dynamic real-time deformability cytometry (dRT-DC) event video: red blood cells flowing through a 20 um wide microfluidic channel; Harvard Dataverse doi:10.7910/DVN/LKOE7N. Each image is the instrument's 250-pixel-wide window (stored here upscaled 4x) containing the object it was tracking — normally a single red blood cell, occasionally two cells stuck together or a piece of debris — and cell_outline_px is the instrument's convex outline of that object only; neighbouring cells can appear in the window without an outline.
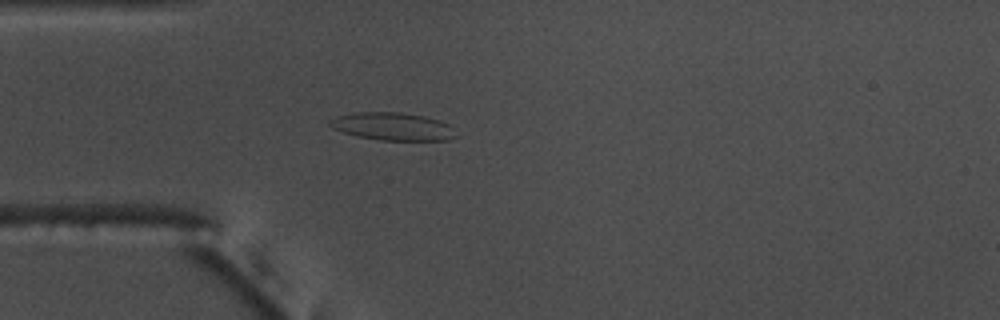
{"species": "common noctule bat (a hibernating species)", "species_latin": "Nyctalus noctula", "temperature_condition": "warm", "stored_images_in_passage": 46, "camera_frame_rate_fps": 3000, "um_per_image_px": 0.085, "animal": {"sex": "male", "body_mass_g": 17.5, "forearm_length_mm": 52.3}, "frame": {"image": 1, "passage_image": 7, "time_ms": 2.0, "image_size_px": [1000, 320], "cell_outline_px": [[452, 136], [448, 140], [380, 140], [356, 136], [332, 128], [328, 124], [328, 120], [336, 116], [352, 112], [400, 112], [424, 116], [440, 120], [448, 124]], "centroid_in_image_um": [33.26, 10.73], "position_along_channel_um": 51.7, "area_um2": 20.17}}
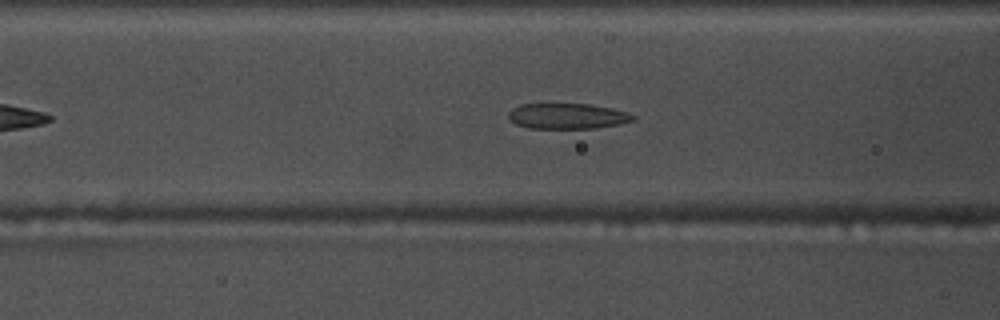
{"frame": {"image": 2, "passage_image": 13, "time_ms": 4.0, "image_size_px": [1000, 320], "cell_outline_px": [[636, 120], [620, 124], [596, 128], [528, 128], [516, 124], [508, 116], [508, 112], [512, 108], [520, 104], [588, 104], [612, 108], [628, 112], [636, 116]], "centroid_in_image_um": [48.26, 9.87], "position_along_channel_um": 118.3, "area_um2": 18.61}}
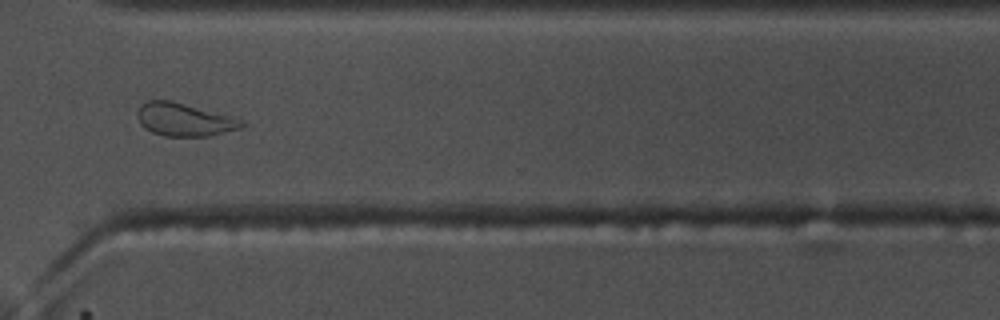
{"frame": {"image": 3, "passage_image": 32, "time_ms": 10.333, "image_size_px": [1000, 320], "cell_outline_px": [[248, 124], [240, 128], [208, 136], [164, 136], [152, 132], [144, 128], [140, 124], [136, 116], [136, 112], [140, 104], [148, 100], [168, 100], [184, 104], [244, 120]], "centroid_in_image_um": [15.61, 10.17], "position_along_channel_um": 355.0, "area_um2": 19.94}, "authors_computed_cell_mechanics": {"area_um2": 19.8254, "velocity_mm_per_s": 3.7341, "shape_relaxation_time_tau1_ms": 6.2545, "shape_relaxation_time_tau2_ms": 1.2738, "deformation_change_tau1": 0.1776, "deformation_change_tau2": 0.083}}